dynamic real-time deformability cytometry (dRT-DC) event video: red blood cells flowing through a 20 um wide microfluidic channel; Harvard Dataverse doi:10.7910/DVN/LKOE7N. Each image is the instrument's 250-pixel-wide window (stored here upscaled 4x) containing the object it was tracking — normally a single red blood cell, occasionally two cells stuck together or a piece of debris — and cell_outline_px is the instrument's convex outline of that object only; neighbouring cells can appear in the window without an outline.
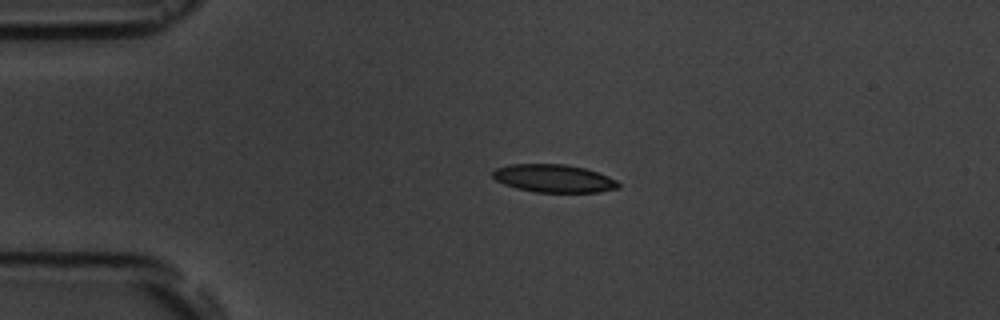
{"species": "common noctule bat (a hibernating species)", "species_latin": "Nyctalus noctula", "temperature_condition": "room temperature", "stored_images_in_passage": 4, "camera_frame_rate_fps": 3000, "um_per_image_px": 0.085, "animal": {"sex": "male", "body_mass_g": 19.5, "forearm_length_mm": 54.6}, "frame": {"image": 1, "passage_image": 3, "time_ms": 3.0, "image_size_px": [1000, 320], "cell_outline_px": [[620, 188], [600, 192], [536, 192], [516, 188], [504, 184], [496, 180], [492, 176], [492, 172], [496, 168], [508, 164], [564, 164], [584, 168], [608, 176], [616, 180], [620, 184]], "centroid_in_image_um": [47.07, 15.16], "position_along_channel_um": 37.9, "area_um2": 20.46}}